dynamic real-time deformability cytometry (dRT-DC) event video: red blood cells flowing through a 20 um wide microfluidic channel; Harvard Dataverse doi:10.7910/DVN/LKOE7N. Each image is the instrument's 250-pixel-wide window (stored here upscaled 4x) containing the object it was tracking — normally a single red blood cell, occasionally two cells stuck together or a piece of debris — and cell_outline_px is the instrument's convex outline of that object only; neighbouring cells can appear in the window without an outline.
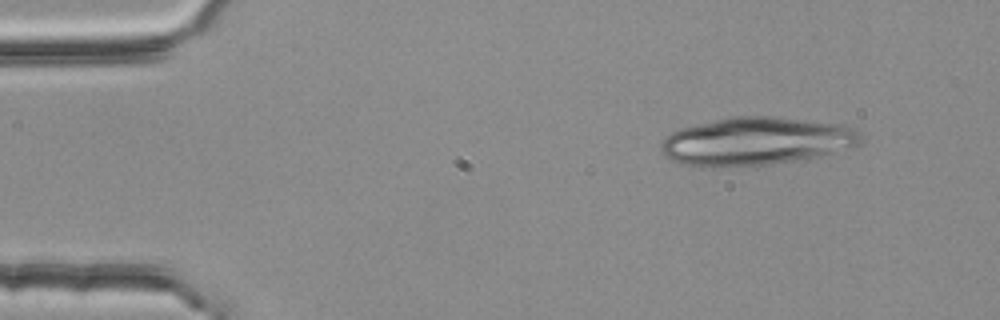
{"species": "common noctule bat (a hibernating species)", "species_latin": "Nyctalus noctula", "temperature_condition": "room temperature", "stored_images_in_passage": 3, "camera_frame_rate_fps": 3000, "um_per_image_px": 0.085, "animal": {"sex": "female", "body_mass_g": 25.1}, "frame": {"image": 1, "passage_image": 1, "time_ms": 0.0, "image_size_px": [1000, 320], "cell_outline_px": [[860, 140], [856, 144], [828, 152], [812, 156], [768, 164], [712, 168], [680, 164], [664, 156], [660, 148], [660, 144], [672, 132], [684, 128], [732, 116], [772, 116], [840, 124], [856, 128], [860, 132]], "centroid_in_image_um": [64.18, 12.0], "position_along_channel_um": 20.8, "area_um2": 54.79}}